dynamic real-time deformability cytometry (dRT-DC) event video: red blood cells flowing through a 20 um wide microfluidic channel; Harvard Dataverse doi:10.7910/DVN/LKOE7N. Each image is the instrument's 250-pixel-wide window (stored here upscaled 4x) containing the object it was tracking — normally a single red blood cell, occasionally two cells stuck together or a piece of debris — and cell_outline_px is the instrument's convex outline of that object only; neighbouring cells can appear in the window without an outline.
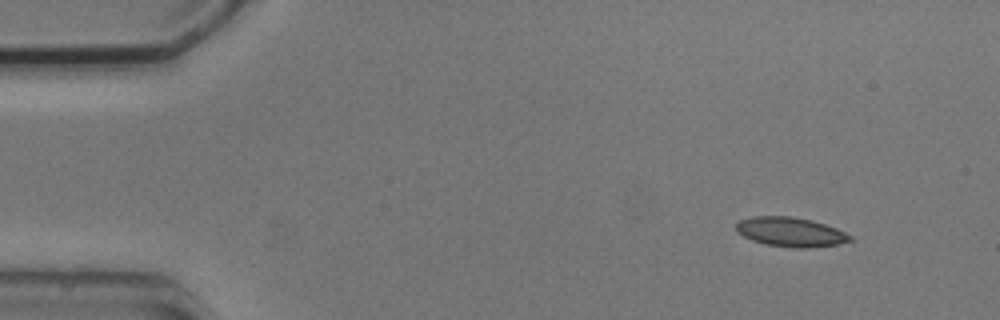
{"species": "common noctule bat (a hibernating species)", "species_latin": "Nyctalus noctula", "temperature_condition": "cold", "stored_images_in_passage": 4, "segment_of_instrument_passage": [1, 2], "camera_frame_rate_fps": 3000, "um_per_image_px": 0.085, "animal": {"sex": "male", "body_mass_g": 20.5, "forearm_length_mm": 52.5}, "frame": {"image": 1, "passage_image": 1, "time_ms": 0.0, "image_size_px": [1000, 320], "cell_outline_px": [[852, 240], [836, 244], [808, 248], [792, 248], [764, 244], [752, 240], [736, 232], [736, 224], [740, 220], [752, 216], [792, 216], [812, 220], [836, 228], [852, 236]], "centroid_in_image_um": [67.17, 19.71], "position_along_channel_um": 17.8, "area_um2": 19.54}}